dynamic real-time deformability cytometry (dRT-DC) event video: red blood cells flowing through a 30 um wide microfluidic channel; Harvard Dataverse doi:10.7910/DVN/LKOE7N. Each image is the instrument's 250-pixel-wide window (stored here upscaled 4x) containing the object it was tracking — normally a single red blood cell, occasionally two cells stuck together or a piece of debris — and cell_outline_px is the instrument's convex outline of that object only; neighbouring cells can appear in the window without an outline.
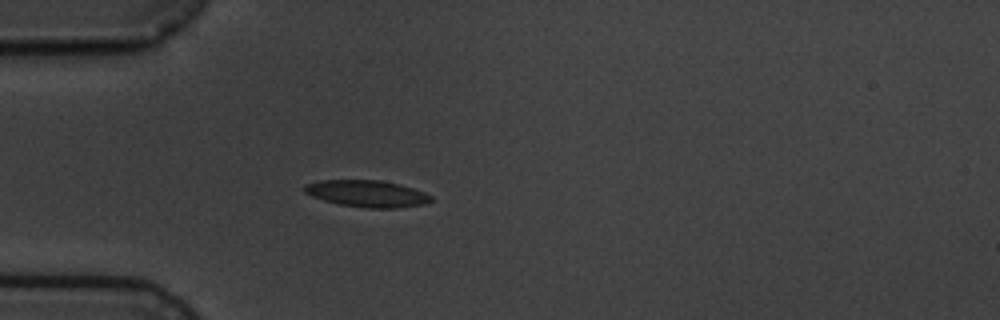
{"species": "common noctule bat (a hibernating species)", "species_latin": "Nyctalus noctula", "temperature_condition": "cold", "stored_images_in_passage": 4, "camera_frame_rate_fps": 3000, "um_per_image_px": 0.085, "animal": {"sex": "male", "body_mass_g": 19.5, "forearm_length_mm": 54.6}, "frame": {"image": 1, "passage_image": 4, "time_ms": 3.333, "image_size_px": [1000, 320], "cell_outline_px": [[432, 200], [424, 204], [396, 208], [364, 208], [340, 204], [324, 200], [312, 196], [304, 192], [304, 184], [320, 180], [380, 180], [400, 184], [424, 192], [432, 196]], "centroid_in_image_um": [31.19, 16.45], "position_along_channel_um": 53.8, "area_um2": 19.71}}